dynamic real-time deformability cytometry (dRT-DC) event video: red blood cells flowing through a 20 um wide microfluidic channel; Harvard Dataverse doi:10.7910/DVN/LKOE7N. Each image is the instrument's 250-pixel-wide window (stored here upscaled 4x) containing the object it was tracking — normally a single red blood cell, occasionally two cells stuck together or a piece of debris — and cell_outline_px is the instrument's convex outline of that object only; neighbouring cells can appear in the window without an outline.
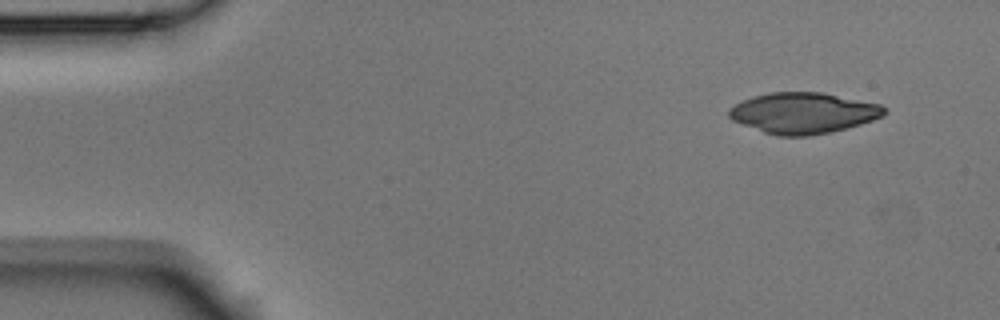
{"species": "Egyptian fruit bat (a non-hibernating species)", "species_latin": "Rousettus aegyptiacus", "temperature_condition": "room temperature", "stored_images_in_passage": 4, "camera_frame_rate_fps": 3000, "um_per_image_px": 0.085, "animal": {"sex": "male"}, "frame": {"image": 1, "passage_image": 1, "time_ms": 0.0, "image_size_px": [1000, 320], "cell_outline_px": [[888, 112], [884, 116], [860, 124], [828, 132], [808, 136], [776, 136], [764, 132], [732, 120], [728, 116], [728, 108], [752, 96], [768, 92], [820, 92], [880, 104], [888, 108]], "centroid_in_image_um": [68.28, 9.6], "position_along_channel_um": 16.7, "area_um2": 36.93}}